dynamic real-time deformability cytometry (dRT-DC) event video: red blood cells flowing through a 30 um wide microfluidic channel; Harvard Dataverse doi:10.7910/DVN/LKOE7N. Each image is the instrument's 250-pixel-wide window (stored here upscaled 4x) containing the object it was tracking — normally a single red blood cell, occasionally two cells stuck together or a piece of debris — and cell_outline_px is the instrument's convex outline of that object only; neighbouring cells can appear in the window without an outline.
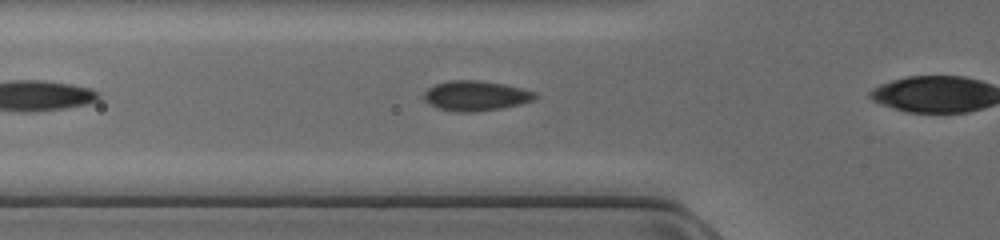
{"species": "common noctule bat (a hibernating species)", "species_latin": "Nyctalus noctula", "temperature_condition": "cold", "stored_images_in_passage": 28, "camera_frame_rate_fps": 3000, "um_per_image_px": 0.085, "animal": {"sex": "female", "body_mass_g": 17.0, "forearm_length_mm": 48.0}, "frame": {"image": 1, "passage_image": 6, "time_ms": 1.667, "image_size_px": [1000, 240], "cell_outline_px": [[540, 96], [532, 100], [520, 104], [500, 108], [476, 112], [456, 112], [436, 108], [428, 104], [424, 100], [424, 92], [428, 88], [436, 84], [448, 80], [476, 80], [504, 84], [536, 92]], "centroid_in_image_um": [40.41, 8.14], "position_along_channel_um": 85.4, "area_um2": 19.54}}
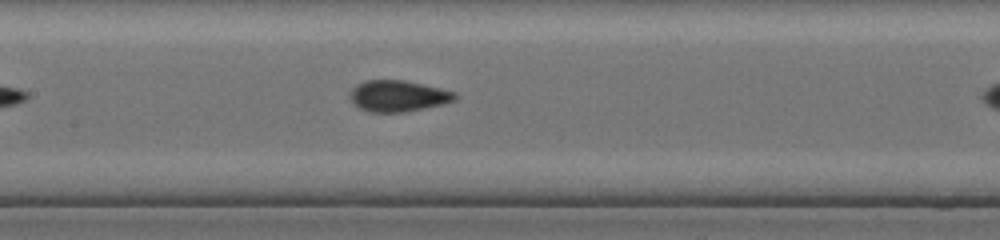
{"frame": {"image": 2, "passage_image": 12, "time_ms": 3.667, "image_size_px": [1000, 240], "cell_outline_px": [[460, 96], [456, 100], [424, 108], [404, 112], [368, 112], [352, 104], [348, 96], [348, 92], [352, 88], [368, 80], [404, 80], [440, 88], [456, 92]], "centroid_in_image_um": [33.82, 8.16], "position_along_channel_um": 173.6, "area_um2": 19.19}}
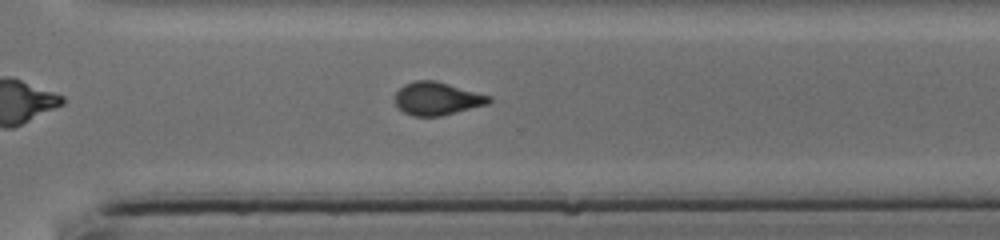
{"frame": {"image": 3, "passage_image": 23, "time_ms": 7.333, "image_size_px": [1000, 240], "cell_outline_px": [[492, 100], [488, 104], [440, 116], [412, 116], [404, 112], [392, 100], [396, 92], [404, 84], [416, 80], [436, 80], [492, 96]], "centroid_in_image_um": [37.14, 8.37], "position_along_channel_um": 333.5, "area_um2": 18.21}}